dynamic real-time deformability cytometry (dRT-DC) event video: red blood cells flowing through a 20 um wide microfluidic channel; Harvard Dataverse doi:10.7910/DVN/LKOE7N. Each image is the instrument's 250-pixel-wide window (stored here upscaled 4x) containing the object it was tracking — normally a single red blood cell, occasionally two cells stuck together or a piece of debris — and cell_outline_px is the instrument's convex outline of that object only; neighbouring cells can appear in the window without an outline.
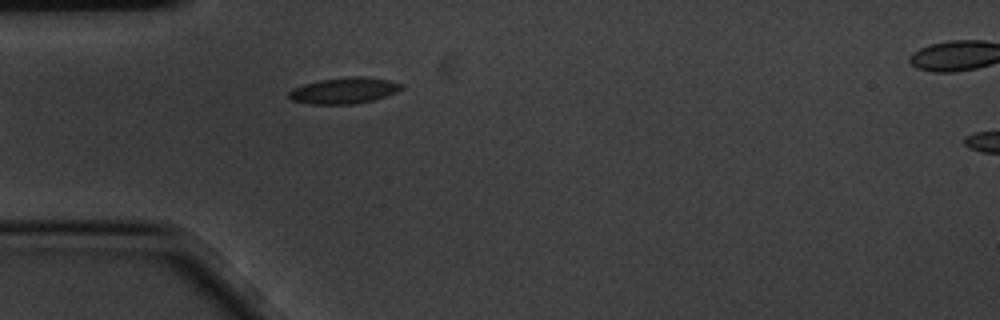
{"species": "common noctule bat (a hibernating species)", "species_latin": "Nyctalus noctula", "temperature_condition": "cold", "stored_images_in_passage": 4, "camera_frame_rate_fps": 3000, "um_per_image_px": 0.085, "animal": {"sex": "male", "body_mass_g": 20.1, "forearm_length_mm": 53.5}, "frame": {"image": 1, "passage_image": 4, "time_ms": 1.0, "image_size_px": [1000, 320], "cell_outline_px": [[400, 88], [396, 92], [372, 100], [352, 104], [312, 104], [292, 100], [288, 96], [288, 92], [292, 88], [304, 84], [320, 80], [348, 76], [368, 76], [388, 80], [400, 84]], "centroid_in_image_um": [29.19, 7.69], "position_along_channel_um": 55.8, "area_um2": 16.94}}